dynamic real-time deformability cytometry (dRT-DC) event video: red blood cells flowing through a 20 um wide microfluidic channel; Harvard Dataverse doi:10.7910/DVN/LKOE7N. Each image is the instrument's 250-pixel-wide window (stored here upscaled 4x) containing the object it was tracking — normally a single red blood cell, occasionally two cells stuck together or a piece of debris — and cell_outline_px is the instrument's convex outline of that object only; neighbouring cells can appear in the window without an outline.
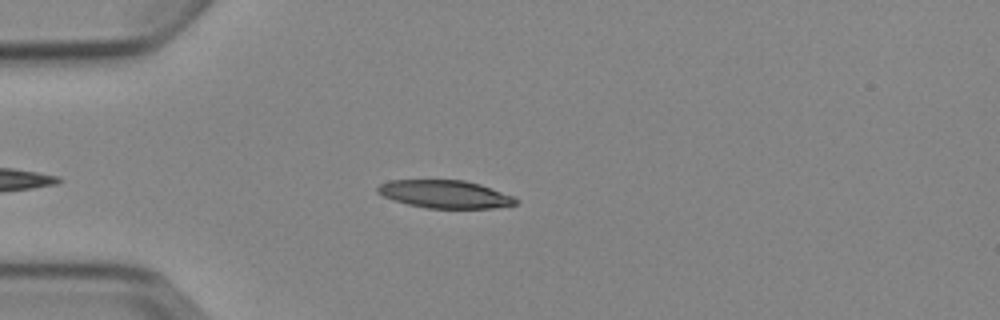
{"species": "Egyptian fruit bat (a non-hibernating species)", "species_latin": "Rousettus aegyptiacus", "temperature_condition": "cold", "stored_images_in_passage": 5, "camera_frame_rate_fps": 3000, "um_per_image_px": 0.085, "animal": {"sex": "female"}, "frame": {"image": 1, "passage_image": 2, "time_ms": 1.333, "image_size_px": [1000, 320], "cell_outline_px": [[520, 200], [516, 204], [492, 208], [428, 208], [408, 204], [392, 200], [376, 192], [376, 188], [380, 184], [388, 180], [464, 180], [480, 184], [512, 196]], "centroid_in_image_um": [37.79, 16.5], "position_along_channel_um": 47.2, "area_um2": 22.37}}
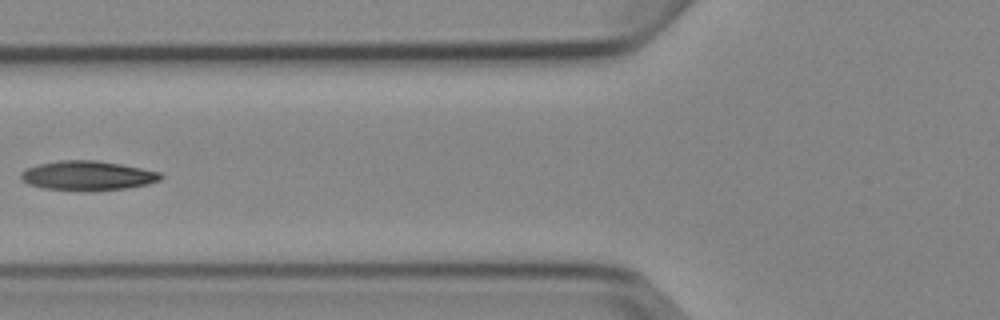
{"frame": {"image": 2, "passage_image": 4, "time_ms": 3.667, "image_size_px": [1000, 320], "cell_outline_px": [[164, 176], [160, 180], [148, 184], [124, 188], [92, 192], [44, 188], [28, 184], [20, 176], [20, 172], [24, 168], [40, 164], [60, 160], [96, 160], [120, 164], [160, 172]], "centroid_in_image_um": [7.44, 14.93], "position_along_channel_um": 118.4, "area_um2": 24.1}}
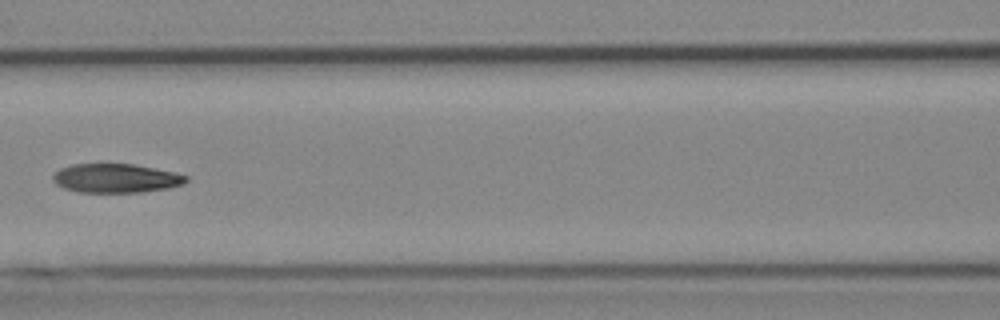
{"frame": {"image": 3, "passage_image": 5, "time_ms": 4.667, "image_size_px": [1000, 320], "cell_outline_px": [[188, 180], [184, 184], [168, 188], [140, 192], [76, 192], [64, 188], [56, 184], [52, 180], [52, 176], [60, 168], [72, 164], [132, 164], [176, 172], [188, 176]], "centroid_in_image_um": [9.85, 15.15], "position_along_channel_um": 156.7, "area_um2": 22.54}}